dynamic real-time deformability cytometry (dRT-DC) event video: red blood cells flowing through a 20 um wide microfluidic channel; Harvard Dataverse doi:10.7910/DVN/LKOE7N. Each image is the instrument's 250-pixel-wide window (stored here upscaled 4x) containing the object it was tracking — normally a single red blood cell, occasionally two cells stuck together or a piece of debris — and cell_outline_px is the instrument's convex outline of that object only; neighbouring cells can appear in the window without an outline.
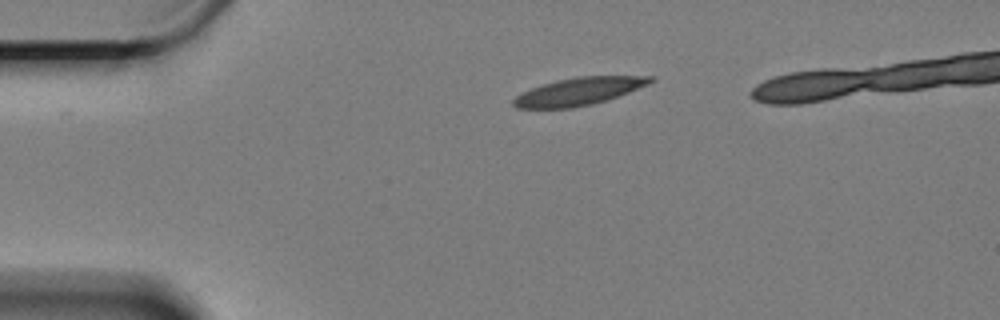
{"species": "Egyptian fruit bat (a non-hibernating species)", "species_latin": "Rousettus aegyptiacus", "temperature_condition": "cold", "stored_images_in_passage": 42, "camera_frame_rate_fps": 3000, "um_per_image_px": 0.085, "animal": {"sex": "female"}, "frame": {"image": 1, "passage_image": 1, "time_ms": 0.0, "image_size_px": [1000, 320], "cell_outline_px": [[656, 80], [648, 84], [608, 100], [592, 104], [572, 108], [516, 108], [512, 104], [512, 100], [516, 96], [532, 88], [556, 80], [576, 76], [656, 76]], "centroid_in_image_um": [49.22, 7.76], "position_along_channel_um": 35.8, "area_um2": 21.96}}
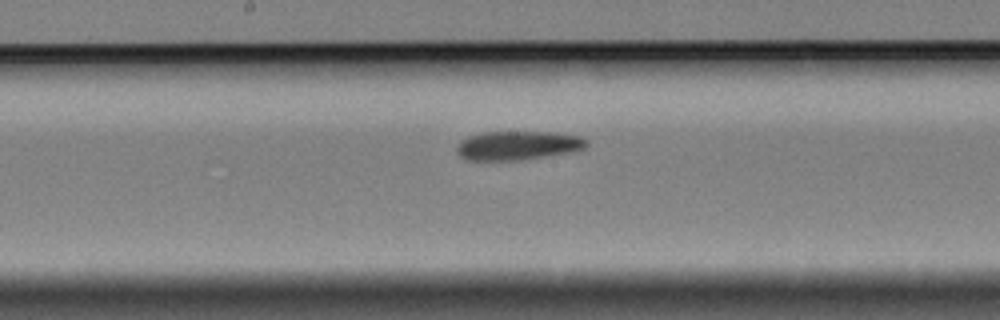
{"frame": {"image": 2, "passage_image": 20, "time_ms": 6.333, "image_size_px": [1000, 320], "cell_outline_px": [[588, 144], [584, 148], [572, 152], [524, 160], [464, 160], [456, 152], [456, 144], [460, 140], [468, 136], [484, 132], [548, 132], [580, 136], [588, 140]], "centroid_in_image_um": [43.98, 12.37], "position_along_channel_um": 204.2, "area_um2": 22.14}}
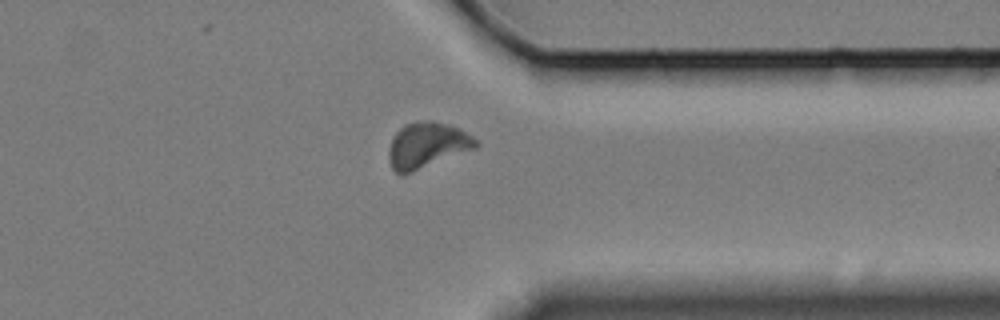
{"frame": {"image": 3, "passage_image": 36, "time_ms": 11.667, "image_size_px": [1000, 320], "cell_outline_px": [[480, 144], [476, 148], [412, 172], [396, 172], [392, 168], [388, 160], [388, 148], [396, 132], [404, 124], [420, 120], [432, 120], [456, 128], [472, 136]], "centroid_in_image_um": [36.27, 12.33], "position_along_channel_um": 375.1, "area_um2": 22.89}}